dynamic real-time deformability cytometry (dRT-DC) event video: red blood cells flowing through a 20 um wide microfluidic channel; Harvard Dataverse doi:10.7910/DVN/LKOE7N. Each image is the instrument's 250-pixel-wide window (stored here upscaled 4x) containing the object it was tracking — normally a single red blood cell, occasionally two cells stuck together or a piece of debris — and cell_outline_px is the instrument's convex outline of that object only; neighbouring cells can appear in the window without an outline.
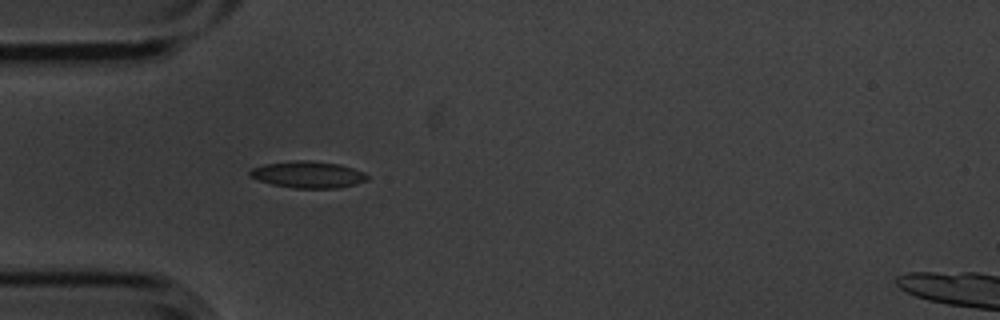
{"species": "common noctule bat (a hibernating species)", "species_latin": "Nyctalus noctula", "temperature_condition": "cold", "stored_images_in_passage": 2, "camera_frame_rate_fps": 3000, "um_per_image_px": 0.085, "animal": {"sex": "male", "body_mass_g": 20.1, "forearm_length_mm": 53.5}, "frame": {"image": 1, "passage_image": 1, "time_ms": 0.0, "image_size_px": [1000, 320], "cell_outline_px": [[368, 180], [356, 184], [336, 188], [296, 188], [272, 184], [248, 176], [248, 172], [252, 168], [264, 164], [288, 160], [312, 160], [340, 164], [364, 172], [368, 176]], "centroid_in_image_um": [26.17, 14.82], "position_along_channel_um": 58.8, "area_um2": 18.38}}